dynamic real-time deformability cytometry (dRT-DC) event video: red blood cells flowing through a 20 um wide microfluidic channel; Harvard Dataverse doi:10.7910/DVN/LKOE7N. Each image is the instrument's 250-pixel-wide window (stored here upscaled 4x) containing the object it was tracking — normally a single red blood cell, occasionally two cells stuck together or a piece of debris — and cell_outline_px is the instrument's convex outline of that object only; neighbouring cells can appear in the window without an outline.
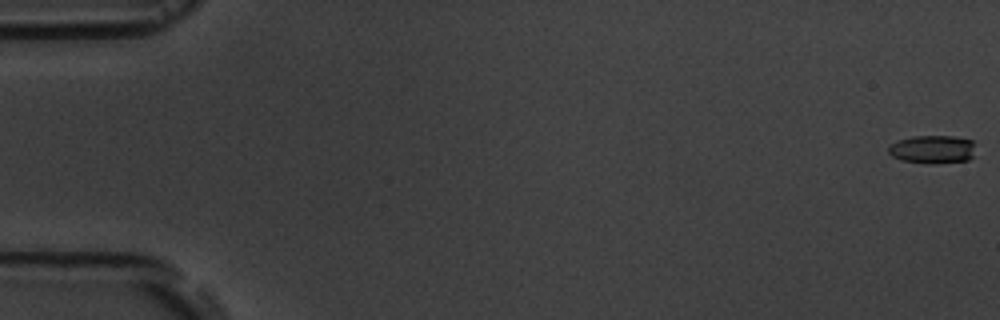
{"species": "common noctule bat (a hibernating species)", "species_latin": "Nyctalus noctula", "temperature_condition": "room temperature", "stored_images_in_passage": 10, "camera_frame_rate_fps": 3000, "um_per_image_px": 0.085, "animal": {"sex": "male", "body_mass_g": 19.5, "forearm_length_mm": 54.6}, "frame": {"image": 1, "passage_image": 1, "time_ms": 0.0, "image_size_px": [1000, 320], "cell_outline_px": [[972, 156], [968, 160], [936, 164], [900, 160], [892, 156], [888, 152], [888, 148], [896, 140], [912, 136], [952, 136], [972, 140]], "centroid_in_image_um": [79.21, 12.69], "position_along_channel_um": 5.8, "area_um2": 14.22}}
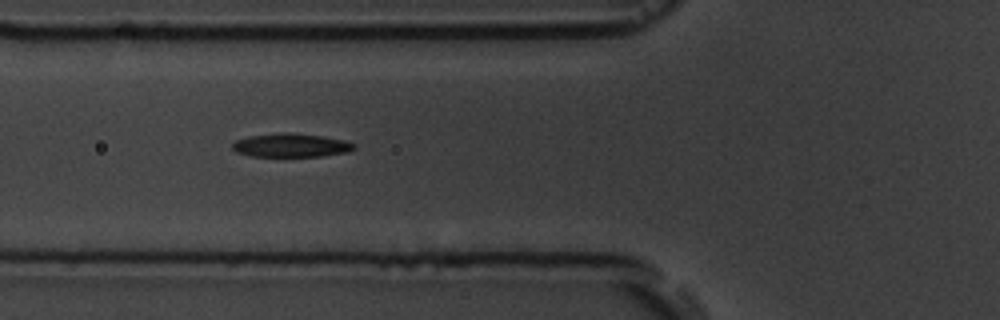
{"frame": {"image": 2, "passage_image": 7, "time_ms": 7.0, "image_size_px": [1000, 320], "cell_outline_px": [[356, 148], [348, 152], [320, 156], [248, 156], [236, 152], [232, 148], [232, 144], [236, 140], [248, 136], [280, 132], [288, 132], [324, 136], [344, 140], [356, 144]], "centroid_in_image_um": [24.73, 12.34], "position_along_channel_um": 101.1, "area_um2": 16.88}}
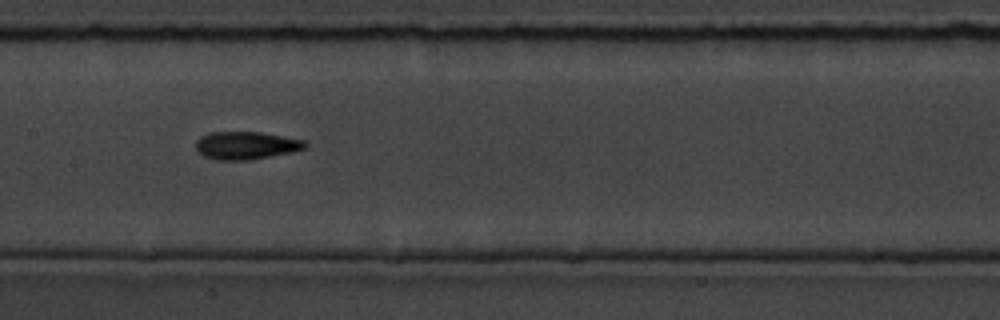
{"frame": {"image": 3, "passage_image": 9, "time_ms": 9.333, "image_size_px": [1000, 320], "cell_outline_px": [[308, 144], [304, 148], [292, 152], [248, 160], [216, 160], [204, 156], [196, 148], [196, 140], [200, 136], [212, 132], [260, 132], [284, 136], [304, 140]], "centroid_in_image_um": [20.91, 12.36], "position_along_channel_um": 186.5, "area_um2": 17.63}}